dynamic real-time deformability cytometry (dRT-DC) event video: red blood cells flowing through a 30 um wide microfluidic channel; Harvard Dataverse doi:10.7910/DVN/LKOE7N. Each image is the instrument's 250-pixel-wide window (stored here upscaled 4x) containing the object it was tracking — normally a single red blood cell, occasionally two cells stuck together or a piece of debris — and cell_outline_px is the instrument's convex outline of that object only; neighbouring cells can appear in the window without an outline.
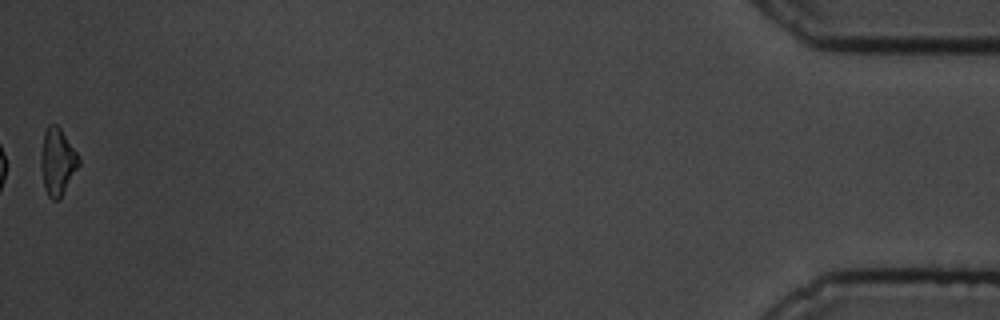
{"species": "common noctule bat (a hibernating species)", "species_latin": "Nyctalus noctula", "temperature_condition": "cold", "stored_images_in_passage": 56, "camera_frame_rate_fps": 3000, "um_per_image_px": 0.085, "animal": {"sex": "male", "body_mass_g": 19.5, "forearm_length_mm": 54.6}, "frame": {"image": 1, "passage_image": 56, "time_ms": 18.333, "image_size_px": [1000, 320], "cell_outline_px": [[80, 164], [60, 200], [52, 200], [48, 196], [44, 188], [40, 164], [40, 156], [44, 132], [48, 124], [56, 124], [60, 128], [80, 156]], "centroid_in_image_um": [4.88, 13.76], "position_along_channel_um": 430.3, "area_um2": 15.03}, "authors_computed_cell_mechanics": {"area_um2": 16.762, "velocity_mm_per_s": 3.3933, "shape_relaxation_time_tau1_ms": 3.3566, "shape_relaxation_time_tau2_ms": null, "deformation_change_tau1": 0.1391, "deformation_change_tau2": null}}